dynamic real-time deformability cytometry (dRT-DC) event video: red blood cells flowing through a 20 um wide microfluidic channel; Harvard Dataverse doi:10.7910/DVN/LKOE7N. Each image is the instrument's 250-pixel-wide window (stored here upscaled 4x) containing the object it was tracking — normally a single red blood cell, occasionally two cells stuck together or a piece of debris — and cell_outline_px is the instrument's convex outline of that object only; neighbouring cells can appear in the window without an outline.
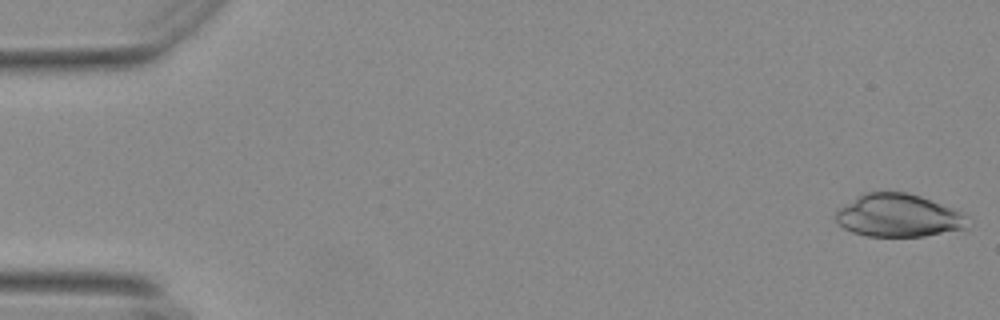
{"species": "Egyptian fruit bat (a non-hibernating species)", "species_latin": "Rousettus aegyptiacus", "temperature_condition": "warm", "stored_images_in_passage": 52, "camera_frame_rate_fps": 3000, "um_per_image_px": 0.085, "animal": {"sex": "female"}, "frame": {"image": 1, "passage_image": 1, "time_ms": 0.0, "image_size_px": [1000, 320], "cell_outline_px": [[964, 228], [924, 236], [868, 236], [852, 232], [844, 228], [836, 220], [836, 212], [840, 208], [864, 192], [904, 192], [920, 196], [956, 208], [964, 212]], "centroid_in_image_um": [76.35, 18.31], "position_along_channel_um": 8.7, "area_um2": 32.48}}
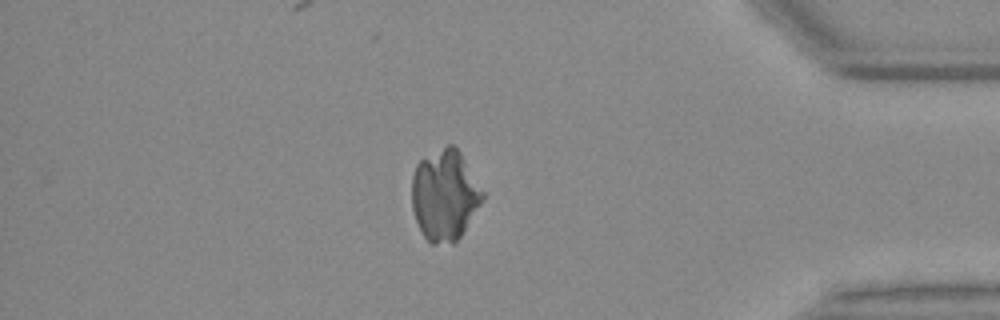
{"frame": {"image": 2, "passage_image": 47, "time_ms": 15.333, "image_size_px": [1000, 320], "cell_outline_px": [[484, 196], [480, 204], [456, 244], [432, 244], [424, 236], [416, 220], [412, 208], [412, 176], [416, 164], [420, 160], [448, 144], [452, 144], [460, 152], [484, 192]], "centroid_in_image_um": [37.79, 16.61], "position_along_channel_um": 397.4, "area_um2": 37.28}}